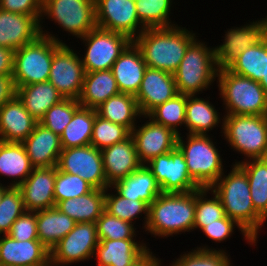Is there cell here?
<instances>
[{
	"label": "cell",
	"mask_w": 267,
	"mask_h": 266,
	"mask_svg": "<svg viewBox=\"0 0 267 266\" xmlns=\"http://www.w3.org/2000/svg\"><path fill=\"white\" fill-rule=\"evenodd\" d=\"M182 25L147 28L133 42L141 50L149 68L174 73L188 46L198 37Z\"/></svg>",
	"instance_id": "cell-1"
},
{
	"label": "cell",
	"mask_w": 267,
	"mask_h": 266,
	"mask_svg": "<svg viewBox=\"0 0 267 266\" xmlns=\"http://www.w3.org/2000/svg\"><path fill=\"white\" fill-rule=\"evenodd\" d=\"M210 189L220 198L225 214L242 227L257 246L260 215L253 206L246 173L238 165H231L228 175L223 173Z\"/></svg>",
	"instance_id": "cell-2"
},
{
	"label": "cell",
	"mask_w": 267,
	"mask_h": 266,
	"mask_svg": "<svg viewBox=\"0 0 267 266\" xmlns=\"http://www.w3.org/2000/svg\"><path fill=\"white\" fill-rule=\"evenodd\" d=\"M195 191L161 193L150 205L145 232L160 238L173 237L194 228Z\"/></svg>",
	"instance_id": "cell-3"
},
{
	"label": "cell",
	"mask_w": 267,
	"mask_h": 266,
	"mask_svg": "<svg viewBox=\"0 0 267 266\" xmlns=\"http://www.w3.org/2000/svg\"><path fill=\"white\" fill-rule=\"evenodd\" d=\"M44 27H40L41 35L35 41L14 52L12 79L15 89L49 79L54 52L66 41Z\"/></svg>",
	"instance_id": "cell-4"
},
{
	"label": "cell",
	"mask_w": 267,
	"mask_h": 266,
	"mask_svg": "<svg viewBox=\"0 0 267 266\" xmlns=\"http://www.w3.org/2000/svg\"><path fill=\"white\" fill-rule=\"evenodd\" d=\"M205 43L196 38L188 46L180 65L173 73L179 94H202L203 91L210 90L214 81H217L219 69L215 61V49Z\"/></svg>",
	"instance_id": "cell-5"
},
{
	"label": "cell",
	"mask_w": 267,
	"mask_h": 266,
	"mask_svg": "<svg viewBox=\"0 0 267 266\" xmlns=\"http://www.w3.org/2000/svg\"><path fill=\"white\" fill-rule=\"evenodd\" d=\"M223 109L231 115H267V94L263 87L249 77L218 70L217 81Z\"/></svg>",
	"instance_id": "cell-6"
},
{
	"label": "cell",
	"mask_w": 267,
	"mask_h": 266,
	"mask_svg": "<svg viewBox=\"0 0 267 266\" xmlns=\"http://www.w3.org/2000/svg\"><path fill=\"white\" fill-rule=\"evenodd\" d=\"M178 135L177 147L184 154L191 178L201 187L210 188L223 173V159L210 135ZM186 140V141H185Z\"/></svg>",
	"instance_id": "cell-7"
},
{
	"label": "cell",
	"mask_w": 267,
	"mask_h": 266,
	"mask_svg": "<svg viewBox=\"0 0 267 266\" xmlns=\"http://www.w3.org/2000/svg\"><path fill=\"white\" fill-rule=\"evenodd\" d=\"M222 137L243 161L267 158V115H223Z\"/></svg>",
	"instance_id": "cell-8"
},
{
	"label": "cell",
	"mask_w": 267,
	"mask_h": 266,
	"mask_svg": "<svg viewBox=\"0 0 267 266\" xmlns=\"http://www.w3.org/2000/svg\"><path fill=\"white\" fill-rule=\"evenodd\" d=\"M45 17L77 39L97 27L95 0H42L39 27Z\"/></svg>",
	"instance_id": "cell-9"
},
{
	"label": "cell",
	"mask_w": 267,
	"mask_h": 266,
	"mask_svg": "<svg viewBox=\"0 0 267 266\" xmlns=\"http://www.w3.org/2000/svg\"><path fill=\"white\" fill-rule=\"evenodd\" d=\"M85 48L81 61L85 72L110 70L114 62L133 42L128 36L96 27L80 38Z\"/></svg>",
	"instance_id": "cell-10"
},
{
	"label": "cell",
	"mask_w": 267,
	"mask_h": 266,
	"mask_svg": "<svg viewBox=\"0 0 267 266\" xmlns=\"http://www.w3.org/2000/svg\"><path fill=\"white\" fill-rule=\"evenodd\" d=\"M99 243L96 223L81 222L50 250V266L89 261Z\"/></svg>",
	"instance_id": "cell-11"
},
{
	"label": "cell",
	"mask_w": 267,
	"mask_h": 266,
	"mask_svg": "<svg viewBox=\"0 0 267 266\" xmlns=\"http://www.w3.org/2000/svg\"><path fill=\"white\" fill-rule=\"evenodd\" d=\"M145 165L155 177L162 193H186L201 188L191 178L184 154L178 147L153 158Z\"/></svg>",
	"instance_id": "cell-12"
},
{
	"label": "cell",
	"mask_w": 267,
	"mask_h": 266,
	"mask_svg": "<svg viewBox=\"0 0 267 266\" xmlns=\"http://www.w3.org/2000/svg\"><path fill=\"white\" fill-rule=\"evenodd\" d=\"M77 53L73 47L62 43L54 52L48 81L64 98L78 100L86 72Z\"/></svg>",
	"instance_id": "cell-13"
},
{
	"label": "cell",
	"mask_w": 267,
	"mask_h": 266,
	"mask_svg": "<svg viewBox=\"0 0 267 266\" xmlns=\"http://www.w3.org/2000/svg\"><path fill=\"white\" fill-rule=\"evenodd\" d=\"M57 168L80 176L96 189L110 187L106 180L101 151L91 144L62 149Z\"/></svg>",
	"instance_id": "cell-14"
},
{
	"label": "cell",
	"mask_w": 267,
	"mask_h": 266,
	"mask_svg": "<svg viewBox=\"0 0 267 266\" xmlns=\"http://www.w3.org/2000/svg\"><path fill=\"white\" fill-rule=\"evenodd\" d=\"M95 11L97 27L124 34L132 41L145 30L135 0H95Z\"/></svg>",
	"instance_id": "cell-15"
},
{
	"label": "cell",
	"mask_w": 267,
	"mask_h": 266,
	"mask_svg": "<svg viewBox=\"0 0 267 266\" xmlns=\"http://www.w3.org/2000/svg\"><path fill=\"white\" fill-rule=\"evenodd\" d=\"M148 119L140 126L136 125L131 131L134 139L137 156L142 165L147 164L153 158L166 154L177 147L178 134L173 130Z\"/></svg>",
	"instance_id": "cell-16"
},
{
	"label": "cell",
	"mask_w": 267,
	"mask_h": 266,
	"mask_svg": "<svg viewBox=\"0 0 267 266\" xmlns=\"http://www.w3.org/2000/svg\"><path fill=\"white\" fill-rule=\"evenodd\" d=\"M223 43L214 47L215 61L218 69L227 68L239 54L250 46L261 43L266 38L264 18L231 27L225 31Z\"/></svg>",
	"instance_id": "cell-17"
},
{
	"label": "cell",
	"mask_w": 267,
	"mask_h": 266,
	"mask_svg": "<svg viewBox=\"0 0 267 266\" xmlns=\"http://www.w3.org/2000/svg\"><path fill=\"white\" fill-rule=\"evenodd\" d=\"M176 94L178 92L172 73L147 67L135 98L141 114L147 116Z\"/></svg>",
	"instance_id": "cell-18"
},
{
	"label": "cell",
	"mask_w": 267,
	"mask_h": 266,
	"mask_svg": "<svg viewBox=\"0 0 267 266\" xmlns=\"http://www.w3.org/2000/svg\"><path fill=\"white\" fill-rule=\"evenodd\" d=\"M56 179L55 167L33 168L31 174L18 187L26 211H38L56 206L54 186Z\"/></svg>",
	"instance_id": "cell-19"
},
{
	"label": "cell",
	"mask_w": 267,
	"mask_h": 266,
	"mask_svg": "<svg viewBox=\"0 0 267 266\" xmlns=\"http://www.w3.org/2000/svg\"><path fill=\"white\" fill-rule=\"evenodd\" d=\"M40 16L13 13L0 8V46L13 51L35 41L40 35Z\"/></svg>",
	"instance_id": "cell-20"
},
{
	"label": "cell",
	"mask_w": 267,
	"mask_h": 266,
	"mask_svg": "<svg viewBox=\"0 0 267 266\" xmlns=\"http://www.w3.org/2000/svg\"><path fill=\"white\" fill-rule=\"evenodd\" d=\"M0 265L50 266V250L39 240L18 241L0 235Z\"/></svg>",
	"instance_id": "cell-21"
},
{
	"label": "cell",
	"mask_w": 267,
	"mask_h": 266,
	"mask_svg": "<svg viewBox=\"0 0 267 266\" xmlns=\"http://www.w3.org/2000/svg\"><path fill=\"white\" fill-rule=\"evenodd\" d=\"M100 151L106 180L110 186L129 176L142 165L132 136Z\"/></svg>",
	"instance_id": "cell-22"
},
{
	"label": "cell",
	"mask_w": 267,
	"mask_h": 266,
	"mask_svg": "<svg viewBox=\"0 0 267 266\" xmlns=\"http://www.w3.org/2000/svg\"><path fill=\"white\" fill-rule=\"evenodd\" d=\"M22 144L34 168L57 166L63 149L60 136L39 122Z\"/></svg>",
	"instance_id": "cell-23"
},
{
	"label": "cell",
	"mask_w": 267,
	"mask_h": 266,
	"mask_svg": "<svg viewBox=\"0 0 267 266\" xmlns=\"http://www.w3.org/2000/svg\"><path fill=\"white\" fill-rule=\"evenodd\" d=\"M37 123L15 95L0 107V141L22 143Z\"/></svg>",
	"instance_id": "cell-24"
},
{
	"label": "cell",
	"mask_w": 267,
	"mask_h": 266,
	"mask_svg": "<svg viewBox=\"0 0 267 266\" xmlns=\"http://www.w3.org/2000/svg\"><path fill=\"white\" fill-rule=\"evenodd\" d=\"M147 68L141 50L132 42L114 62L111 70L120 93L136 95Z\"/></svg>",
	"instance_id": "cell-25"
},
{
	"label": "cell",
	"mask_w": 267,
	"mask_h": 266,
	"mask_svg": "<svg viewBox=\"0 0 267 266\" xmlns=\"http://www.w3.org/2000/svg\"><path fill=\"white\" fill-rule=\"evenodd\" d=\"M136 239L101 240L99 241L93 259L97 266H131L148 250L147 243Z\"/></svg>",
	"instance_id": "cell-26"
},
{
	"label": "cell",
	"mask_w": 267,
	"mask_h": 266,
	"mask_svg": "<svg viewBox=\"0 0 267 266\" xmlns=\"http://www.w3.org/2000/svg\"><path fill=\"white\" fill-rule=\"evenodd\" d=\"M210 97L201 98L197 95H187L185 111V128L188 134L208 135L213 128L223 129V116L220 117L219 110L210 103Z\"/></svg>",
	"instance_id": "cell-27"
},
{
	"label": "cell",
	"mask_w": 267,
	"mask_h": 266,
	"mask_svg": "<svg viewBox=\"0 0 267 266\" xmlns=\"http://www.w3.org/2000/svg\"><path fill=\"white\" fill-rule=\"evenodd\" d=\"M120 196L143 200L150 205L161 193V188L146 165H141L129 176L111 186Z\"/></svg>",
	"instance_id": "cell-28"
},
{
	"label": "cell",
	"mask_w": 267,
	"mask_h": 266,
	"mask_svg": "<svg viewBox=\"0 0 267 266\" xmlns=\"http://www.w3.org/2000/svg\"><path fill=\"white\" fill-rule=\"evenodd\" d=\"M16 96L38 122L46 111L65 99L49 81L17 87Z\"/></svg>",
	"instance_id": "cell-29"
},
{
	"label": "cell",
	"mask_w": 267,
	"mask_h": 266,
	"mask_svg": "<svg viewBox=\"0 0 267 266\" xmlns=\"http://www.w3.org/2000/svg\"><path fill=\"white\" fill-rule=\"evenodd\" d=\"M33 168L22 143L0 141V176L12 179L8 187L18 188Z\"/></svg>",
	"instance_id": "cell-30"
},
{
	"label": "cell",
	"mask_w": 267,
	"mask_h": 266,
	"mask_svg": "<svg viewBox=\"0 0 267 266\" xmlns=\"http://www.w3.org/2000/svg\"><path fill=\"white\" fill-rule=\"evenodd\" d=\"M119 93L111 69L86 72L78 102L82 107L96 109L107 99Z\"/></svg>",
	"instance_id": "cell-31"
},
{
	"label": "cell",
	"mask_w": 267,
	"mask_h": 266,
	"mask_svg": "<svg viewBox=\"0 0 267 266\" xmlns=\"http://www.w3.org/2000/svg\"><path fill=\"white\" fill-rule=\"evenodd\" d=\"M56 207L76 223H96L105 211V189L94 188L91 192L77 198L59 201Z\"/></svg>",
	"instance_id": "cell-32"
},
{
	"label": "cell",
	"mask_w": 267,
	"mask_h": 266,
	"mask_svg": "<svg viewBox=\"0 0 267 266\" xmlns=\"http://www.w3.org/2000/svg\"><path fill=\"white\" fill-rule=\"evenodd\" d=\"M38 240L51 250L76 225V222L56 206L36 211Z\"/></svg>",
	"instance_id": "cell-33"
},
{
	"label": "cell",
	"mask_w": 267,
	"mask_h": 266,
	"mask_svg": "<svg viewBox=\"0 0 267 266\" xmlns=\"http://www.w3.org/2000/svg\"><path fill=\"white\" fill-rule=\"evenodd\" d=\"M99 116L113 123L127 127L130 131L141 119V112L134 95L119 93L110 97L96 108Z\"/></svg>",
	"instance_id": "cell-34"
},
{
	"label": "cell",
	"mask_w": 267,
	"mask_h": 266,
	"mask_svg": "<svg viewBox=\"0 0 267 266\" xmlns=\"http://www.w3.org/2000/svg\"><path fill=\"white\" fill-rule=\"evenodd\" d=\"M227 68L235 74L260 82L266 75L267 37L261 43L243 50Z\"/></svg>",
	"instance_id": "cell-35"
},
{
	"label": "cell",
	"mask_w": 267,
	"mask_h": 266,
	"mask_svg": "<svg viewBox=\"0 0 267 266\" xmlns=\"http://www.w3.org/2000/svg\"><path fill=\"white\" fill-rule=\"evenodd\" d=\"M94 121L95 109L80 106L60 135L62 148L90 145Z\"/></svg>",
	"instance_id": "cell-36"
},
{
	"label": "cell",
	"mask_w": 267,
	"mask_h": 266,
	"mask_svg": "<svg viewBox=\"0 0 267 266\" xmlns=\"http://www.w3.org/2000/svg\"><path fill=\"white\" fill-rule=\"evenodd\" d=\"M247 175L250 195L255 211L261 215L267 207V158L236 161Z\"/></svg>",
	"instance_id": "cell-37"
},
{
	"label": "cell",
	"mask_w": 267,
	"mask_h": 266,
	"mask_svg": "<svg viewBox=\"0 0 267 266\" xmlns=\"http://www.w3.org/2000/svg\"><path fill=\"white\" fill-rule=\"evenodd\" d=\"M112 190L113 188L111 186L105 189V211L111 216L130 222L133 225L136 223L135 219L139 220L144 214L142 229H145L148 221L149 205L143 200L133 201L128 198H123L115 190H113V193Z\"/></svg>",
	"instance_id": "cell-38"
},
{
	"label": "cell",
	"mask_w": 267,
	"mask_h": 266,
	"mask_svg": "<svg viewBox=\"0 0 267 266\" xmlns=\"http://www.w3.org/2000/svg\"><path fill=\"white\" fill-rule=\"evenodd\" d=\"M173 2L174 0H135L137 16L141 25L145 29L177 25L170 18Z\"/></svg>",
	"instance_id": "cell-39"
},
{
	"label": "cell",
	"mask_w": 267,
	"mask_h": 266,
	"mask_svg": "<svg viewBox=\"0 0 267 266\" xmlns=\"http://www.w3.org/2000/svg\"><path fill=\"white\" fill-rule=\"evenodd\" d=\"M186 94H176L172 99L154 108L147 116L176 134L182 135L180 128L185 127ZM180 126V128H179Z\"/></svg>",
	"instance_id": "cell-40"
},
{
	"label": "cell",
	"mask_w": 267,
	"mask_h": 266,
	"mask_svg": "<svg viewBox=\"0 0 267 266\" xmlns=\"http://www.w3.org/2000/svg\"><path fill=\"white\" fill-rule=\"evenodd\" d=\"M207 194H212L211 197ZM226 216L220 198L210 188L195 190L194 228L202 230L206 225Z\"/></svg>",
	"instance_id": "cell-41"
},
{
	"label": "cell",
	"mask_w": 267,
	"mask_h": 266,
	"mask_svg": "<svg viewBox=\"0 0 267 266\" xmlns=\"http://www.w3.org/2000/svg\"><path fill=\"white\" fill-rule=\"evenodd\" d=\"M187 252L180 254L179 258L172 261L169 266H230L233 264L226 248L225 250L212 248V246L210 248L205 244Z\"/></svg>",
	"instance_id": "cell-42"
},
{
	"label": "cell",
	"mask_w": 267,
	"mask_h": 266,
	"mask_svg": "<svg viewBox=\"0 0 267 266\" xmlns=\"http://www.w3.org/2000/svg\"><path fill=\"white\" fill-rule=\"evenodd\" d=\"M131 136V131L120 124L113 123L99 116L95 109V121L90 144L102 150L113 144L120 143Z\"/></svg>",
	"instance_id": "cell-43"
},
{
	"label": "cell",
	"mask_w": 267,
	"mask_h": 266,
	"mask_svg": "<svg viewBox=\"0 0 267 266\" xmlns=\"http://www.w3.org/2000/svg\"><path fill=\"white\" fill-rule=\"evenodd\" d=\"M80 106L77 99L65 98L46 111L39 123L60 136Z\"/></svg>",
	"instance_id": "cell-44"
},
{
	"label": "cell",
	"mask_w": 267,
	"mask_h": 266,
	"mask_svg": "<svg viewBox=\"0 0 267 266\" xmlns=\"http://www.w3.org/2000/svg\"><path fill=\"white\" fill-rule=\"evenodd\" d=\"M97 235L101 240L136 239L135 226L104 211L96 221Z\"/></svg>",
	"instance_id": "cell-45"
},
{
	"label": "cell",
	"mask_w": 267,
	"mask_h": 266,
	"mask_svg": "<svg viewBox=\"0 0 267 266\" xmlns=\"http://www.w3.org/2000/svg\"><path fill=\"white\" fill-rule=\"evenodd\" d=\"M94 187L78 175L60 171L56 166L54 186L55 204L70 198H77L91 192Z\"/></svg>",
	"instance_id": "cell-46"
},
{
	"label": "cell",
	"mask_w": 267,
	"mask_h": 266,
	"mask_svg": "<svg viewBox=\"0 0 267 266\" xmlns=\"http://www.w3.org/2000/svg\"><path fill=\"white\" fill-rule=\"evenodd\" d=\"M26 212L21 192L18 188L9 187L0 203V235H7L15 220Z\"/></svg>",
	"instance_id": "cell-47"
},
{
	"label": "cell",
	"mask_w": 267,
	"mask_h": 266,
	"mask_svg": "<svg viewBox=\"0 0 267 266\" xmlns=\"http://www.w3.org/2000/svg\"><path fill=\"white\" fill-rule=\"evenodd\" d=\"M237 226V227H236ZM235 228H238V231H241L243 238L249 243V245L254 246L251 237L240 227L234 220L230 219L227 215L219 220H216L215 223L206 225L201 232L205 234L214 243L226 242L227 239L234 234Z\"/></svg>",
	"instance_id": "cell-48"
},
{
	"label": "cell",
	"mask_w": 267,
	"mask_h": 266,
	"mask_svg": "<svg viewBox=\"0 0 267 266\" xmlns=\"http://www.w3.org/2000/svg\"><path fill=\"white\" fill-rule=\"evenodd\" d=\"M18 241L38 240L36 211H26L12 224L8 233Z\"/></svg>",
	"instance_id": "cell-49"
},
{
	"label": "cell",
	"mask_w": 267,
	"mask_h": 266,
	"mask_svg": "<svg viewBox=\"0 0 267 266\" xmlns=\"http://www.w3.org/2000/svg\"><path fill=\"white\" fill-rule=\"evenodd\" d=\"M0 8L13 13L41 16L42 0H0Z\"/></svg>",
	"instance_id": "cell-50"
},
{
	"label": "cell",
	"mask_w": 267,
	"mask_h": 266,
	"mask_svg": "<svg viewBox=\"0 0 267 266\" xmlns=\"http://www.w3.org/2000/svg\"><path fill=\"white\" fill-rule=\"evenodd\" d=\"M14 52L9 48L0 46V76H12Z\"/></svg>",
	"instance_id": "cell-51"
},
{
	"label": "cell",
	"mask_w": 267,
	"mask_h": 266,
	"mask_svg": "<svg viewBox=\"0 0 267 266\" xmlns=\"http://www.w3.org/2000/svg\"><path fill=\"white\" fill-rule=\"evenodd\" d=\"M16 95L12 76H0V107Z\"/></svg>",
	"instance_id": "cell-52"
},
{
	"label": "cell",
	"mask_w": 267,
	"mask_h": 266,
	"mask_svg": "<svg viewBox=\"0 0 267 266\" xmlns=\"http://www.w3.org/2000/svg\"><path fill=\"white\" fill-rule=\"evenodd\" d=\"M149 249L137 262L131 266H162L160 258L156 257V254Z\"/></svg>",
	"instance_id": "cell-53"
},
{
	"label": "cell",
	"mask_w": 267,
	"mask_h": 266,
	"mask_svg": "<svg viewBox=\"0 0 267 266\" xmlns=\"http://www.w3.org/2000/svg\"><path fill=\"white\" fill-rule=\"evenodd\" d=\"M267 221V207L264 210V212L259 217V224H258V233L261 230L260 228L263 227V224Z\"/></svg>",
	"instance_id": "cell-54"
},
{
	"label": "cell",
	"mask_w": 267,
	"mask_h": 266,
	"mask_svg": "<svg viewBox=\"0 0 267 266\" xmlns=\"http://www.w3.org/2000/svg\"><path fill=\"white\" fill-rule=\"evenodd\" d=\"M259 84L263 87L264 91L267 94V68H266V75H265V77H262V79L259 82Z\"/></svg>",
	"instance_id": "cell-55"
},
{
	"label": "cell",
	"mask_w": 267,
	"mask_h": 266,
	"mask_svg": "<svg viewBox=\"0 0 267 266\" xmlns=\"http://www.w3.org/2000/svg\"><path fill=\"white\" fill-rule=\"evenodd\" d=\"M1 181V180H0ZM9 187L6 186L5 184H2L0 182V203H1V200H2V196H3V193L8 189Z\"/></svg>",
	"instance_id": "cell-56"
},
{
	"label": "cell",
	"mask_w": 267,
	"mask_h": 266,
	"mask_svg": "<svg viewBox=\"0 0 267 266\" xmlns=\"http://www.w3.org/2000/svg\"><path fill=\"white\" fill-rule=\"evenodd\" d=\"M264 21L266 23V37H267V16L264 18Z\"/></svg>",
	"instance_id": "cell-57"
}]
</instances>
